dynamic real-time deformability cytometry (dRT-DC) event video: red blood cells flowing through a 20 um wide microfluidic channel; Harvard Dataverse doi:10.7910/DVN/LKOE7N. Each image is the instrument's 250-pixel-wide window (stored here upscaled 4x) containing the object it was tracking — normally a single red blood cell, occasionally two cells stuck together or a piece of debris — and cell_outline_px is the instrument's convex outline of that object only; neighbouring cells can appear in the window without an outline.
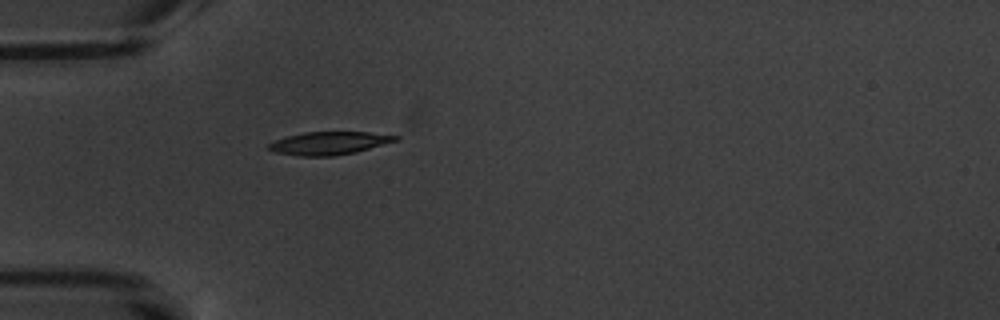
{"species": "common noctule bat (a hibernating species)", "species_latin": "Nyctalus noctula", "temperature_condition": "warm", "stored_images_in_passage": 1, "camera_frame_rate_fps": 3000, "um_per_image_px": 0.085, "animal": {"sex": "male", "body_mass_g": 20.1, "forearm_length_mm": 53.5}, "frame": {"image": 1, "passage_image": 1, "time_ms": 0.0, "image_size_px": [1000, 320], "cell_outline_px": [[400, 140], [356, 152], [332, 156], [300, 156], [276, 152], [268, 148], [268, 144], [284, 136], [304, 132], [368, 132], [400, 136]], "centroid_in_image_um": [28.0, 12.16], "position_along_channel_um": 57.0, "area_um2": 16.99}}